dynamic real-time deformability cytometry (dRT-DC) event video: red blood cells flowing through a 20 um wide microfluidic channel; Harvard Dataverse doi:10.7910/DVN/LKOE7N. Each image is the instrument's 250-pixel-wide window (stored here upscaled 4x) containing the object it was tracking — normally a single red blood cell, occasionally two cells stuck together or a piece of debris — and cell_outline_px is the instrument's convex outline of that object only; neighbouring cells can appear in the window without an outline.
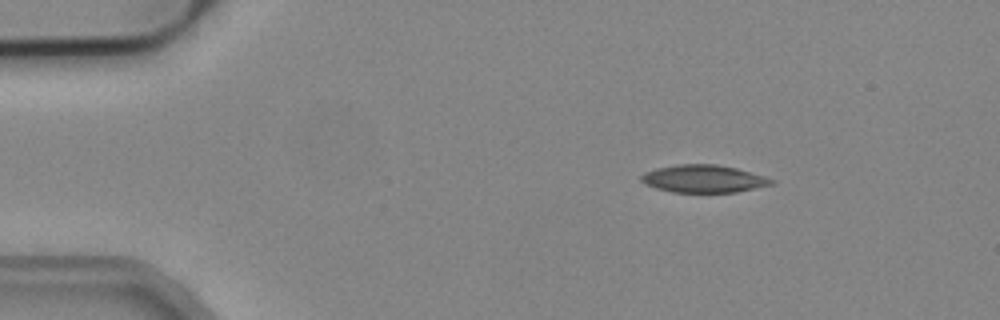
{"species": "common noctule bat (a hibernating species)", "species_latin": "Nyctalus noctula", "temperature_condition": "cold", "stored_images_in_passage": 3, "camera_frame_rate_fps": 3000, "um_per_image_px": 0.085, "animal": {"sex": "male", "body_mass_g": 19.2, "forearm_length_mm": 51.8}, "frame": {"image": 1, "passage_image": 1, "time_ms": 0.0, "image_size_px": [1000, 320], "cell_outline_px": [[776, 184], [736, 192], [672, 192], [656, 188], [640, 180], [640, 176], [644, 172], [656, 168], [680, 164], [716, 164], [736, 168], [764, 176], [776, 180]], "centroid_in_image_um": [59.84, 15.19], "position_along_channel_um": 25.2, "area_um2": 20.92}}